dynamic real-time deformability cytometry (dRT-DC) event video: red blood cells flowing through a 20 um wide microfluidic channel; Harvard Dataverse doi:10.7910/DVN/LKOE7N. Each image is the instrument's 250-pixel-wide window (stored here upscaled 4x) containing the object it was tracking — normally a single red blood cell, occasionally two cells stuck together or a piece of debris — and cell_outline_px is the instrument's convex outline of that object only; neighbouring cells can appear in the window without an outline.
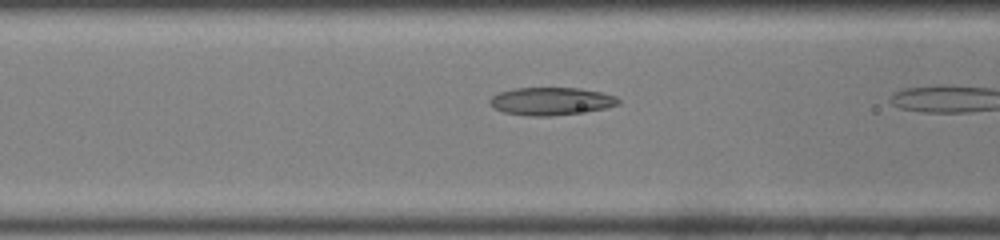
{"species": "common noctule bat (a hibernating species)", "species_latin": "Nyctalus noctula", "temperature_condition": "room temperature", "stored_images_in_passage": 10, "camera_frame_rate_fps": 3000, "um_per_image_px": 0.085, "animal": {"sex": "male", "body_mass_g": 19.0, "forearm_length_mm": 50.8}, "frame": {"image": 1, "passage_image": 9, "time_ms": 2.667, "image_size_px": [1000, 240], "cell_outline_px": [[620, 104], [604, 108], [548, 116], [532, 116], [504, 112], [496, 108], [488, 100], [492, 96], [500, 92], [516, 88], [580, 88], [600, 92], [616, 96], [620, 100]], "centroid_in_image_um": [46.85, 8.59], "position_along_channel_um": 119.8, "area_um2": 20.35}}